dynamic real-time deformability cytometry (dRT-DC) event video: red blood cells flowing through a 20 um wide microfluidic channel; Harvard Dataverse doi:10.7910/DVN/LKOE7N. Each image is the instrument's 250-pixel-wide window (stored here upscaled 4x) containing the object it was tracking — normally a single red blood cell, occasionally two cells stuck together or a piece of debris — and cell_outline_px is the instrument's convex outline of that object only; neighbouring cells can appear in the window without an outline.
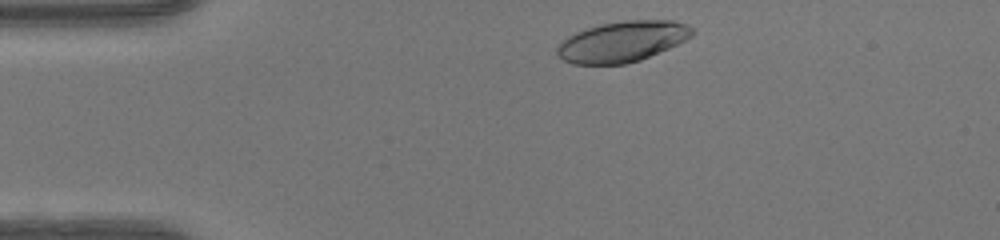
{"species": "human", "species_latin": "Homo sapiens", "temperature_condition": "warm", "stored_images_in_passage": 34, "camera_frame_rate_fps": 3000, "um_per_image_px": 0.085, "donor": {"sex": "female"}, "frame": {"image": 1, "passage_image": 2, "time_ms": 0.333, "image_size_px": [1000, 240], "cell_outline_px": [[696, 32], [692, 36], [668, 48], [640, 60], [624, 64], [572, 64], [556, 56], [556, 48], [560, 40], [576, 32], [600, 24], [628, 20], [672, 20], [684, 24], [692, 28]], "centroid_in_image_um": [52.85, 3.53], "position_along_channel_um": 32.2, "area_um2": 31.96}}
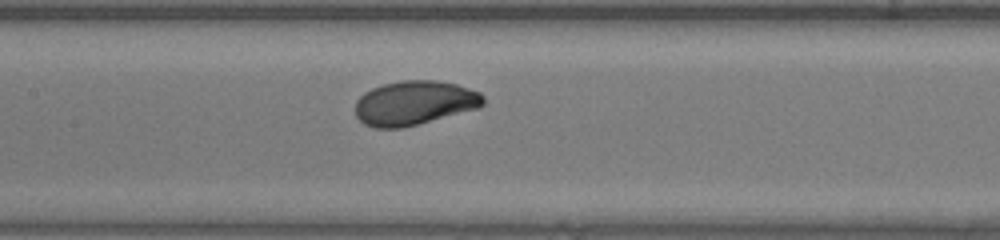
{"frame": {"image": 2, "passage_image": 16, "time_ms": 5.0, "image_size_px": [1000, 240], "cell_outline_px": [[484, 104], [480, 108], [400, 128], [372, 128], [364, 124], [356, 116], [356, 100], [364, 92], [372, 88], [384, 84], [400, 80], [436, 80], [456, 84], [480, 92], [484, 96]], "centroid_in_image_um": [35.22, 8.74], "position_along_channel_um": 172.2, "area_um2": 33.06}}
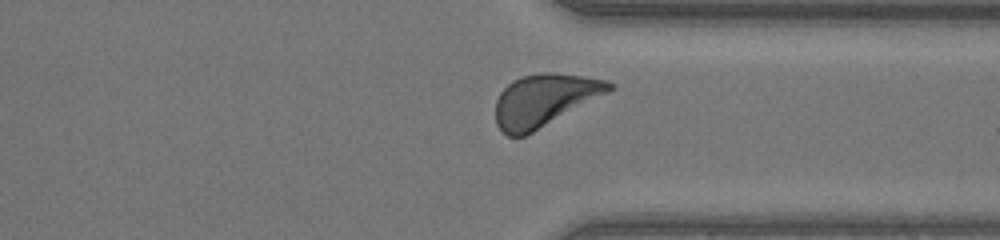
{"frame": {"image": 3, "passage_image": 30, "time_ms": 9.667, "image_size_px": [1000, 240], "cell_outline_px": [[616, 88], [532, 132], [524, 136], [508, 136], [496, 124], [496, 100], [500, 92], [512, 80], [520, 76], [544, 72], [552, 72], [584, 76], [608, 80], [616, 84]], "centroid_in_image_um": [46.28, 8.48], "position_along_channel_um": 365.1, "area_um2": 34.39}, "authors_computed_cell_mechanics": {"area_um2": 32.7437, "velocity_mm_per_s": 4.1229, "shape_relaxation_time_tau1_ms": 2.6874, "shape_relaxation_time_tau2_ms": null, "deformation_change_tau1": 0.1442, "deformation_change_tau2": null}}